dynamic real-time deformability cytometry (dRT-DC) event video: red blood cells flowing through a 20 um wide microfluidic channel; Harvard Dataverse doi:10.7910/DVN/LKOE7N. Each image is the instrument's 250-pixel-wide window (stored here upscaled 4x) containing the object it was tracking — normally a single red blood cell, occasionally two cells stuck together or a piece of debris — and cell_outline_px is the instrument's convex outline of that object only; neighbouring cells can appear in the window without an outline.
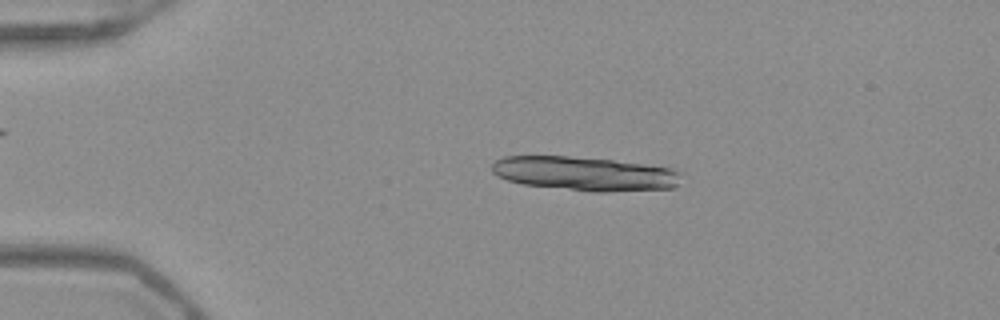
{"species": "Egyptian fruit bat (a non-hibernating species)", "species_latin": "Rousettus aegyptiacus", "temperature_condition": "warm", "stored_images_in_passage": 51, "camera_frame_rate_fps": 3000, "um_per_image_px": 0.085, "frame": {"image": 1, "passage_image": 10, "time_ms": 3.0, "image_size_px": [1000, 320], "cell_outline_px": [[684, 172], [680, 184], [676, 188], [604, 192], [592, 192], [524, 184], [508, 180], [492, 172], [492, 164], [496, 160], [504, 156], [568, 156], [612, 160], [672, 168]], "centroid_in_image_um": [49.79, 14.76], "position_along_channel_um": 35.2, "area_um2": 37.74}}
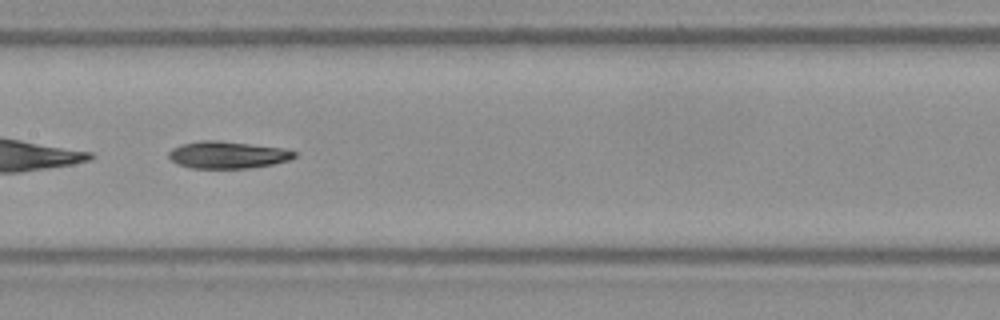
{"frame": {"image": 2, "passage_image": 26, "time_ms": 8.333, "image_size_px": [1000, 320], "cell_outline_px": [[296, 156], [288, 160], [272, 164], [248, 168], [192, 168], [176, 164], [168, 156], [168, 152], [172, 148], [180, 144], [200, 140], [220, 140], [284, 148], [296, 152]], "centroid_in_image_um": [19.31, 13.15], "position_along_channel_um": 188.1, "area_um2": 19.94}}
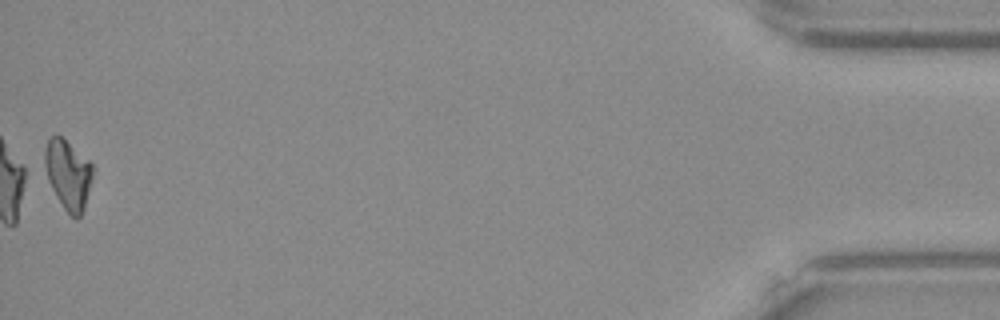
{"frame": {"image": 3, "passage_image": 51, "time_ms": 16.667, "image_size_px": [1000, 320], "cell_outline_px": [[96, 168], [84, 208], [80, 216], [76, 220], [64, 208], [56, 196], [48, 180], [44, 164], [44, 148], [48, 140], [56, 132], [88, 160]], "centroid_in_image_um": [5.8, 14.82], "position_along_channel_um": 429.4, "area_um2": 19.54}, "authors_computed_cell_mechanics": {"area_um2": 20.4612, "velocity_mm_per_s": 3.9641, "shape_relaxation_time_tau1_ms": 7.1158, "shape_relaxation_time_tau2_ms": 5.5419, "deformation_change_tau1": 0.192, "deformation_change_tau2": 0.1279}}